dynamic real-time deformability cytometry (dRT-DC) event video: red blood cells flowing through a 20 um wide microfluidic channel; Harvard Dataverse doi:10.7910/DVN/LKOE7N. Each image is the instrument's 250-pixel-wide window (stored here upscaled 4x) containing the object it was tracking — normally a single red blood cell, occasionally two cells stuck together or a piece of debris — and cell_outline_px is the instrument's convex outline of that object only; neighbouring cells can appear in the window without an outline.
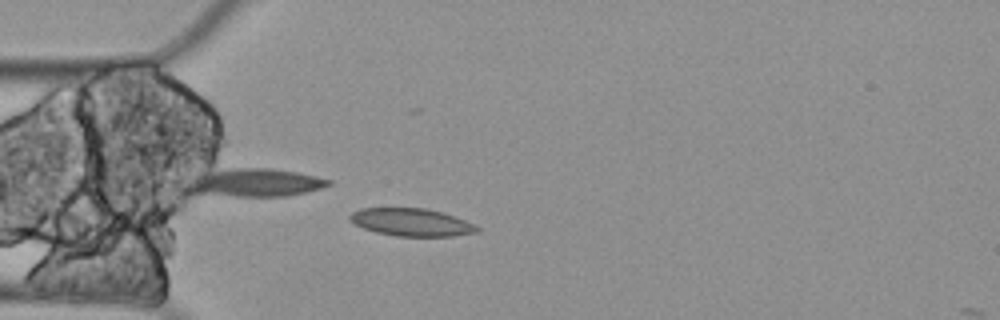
{"species": "Egyptian fruit bat (a non-hibernating species)", "species_latin": "Rousettus aegyptiacus", "temperature_condition": "cold", "stored_images_in_passage": 4, "camera_frame_rate_fps": 3000, "um_per_image_px": 0.085, "animal": {"sex": "female"}, "frame": {"image": 1, "passage_image": 4, "time_ms": 1.0, "image_size_px": [1000, 320], "cell_outline_px": [[480, 228], [476, 232], [452, 236], [396, 236], [376, 232], [364, 228], [348, 220], [348, 216], [352, 212], [360, 208], [424, 208], [440, 212], [476, 224]], "centroid_in_image_um": [34.94, 18.89], "position_along_channel_um": 50.1, "area_um2": 20.35}}